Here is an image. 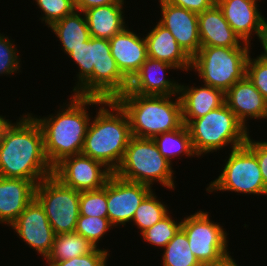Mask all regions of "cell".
Segmentation results:
<instances>
[{
	"mask_svg": "<svg viewBox=\"0 0 267 266\" xmlns=\"http://www.w3.org/2000/svg\"><path fill=\"white\" fill-rule=\"evenodd\" d=\"M52 174L41 127L26 111L15 122L11 120L0 138V176L21 178L37 185Z\"/></svg>",
	"mask_w": 267,
	"mask_h": 266,
	"instance_id": "1",
	"label": "cell"
},
{
	"mask_svg": "<svg viewBox=\"0 0 267 266\" xmlns=\"http://www.w3.org/2000/svg\"><path fill=\"white\" fill-rule=\"evenodd\" d=\"M68 96L66 103H60L59 109L47 116L30 111L41 127L44 152L52 168L66 157L81 154L93 114L89 107H99L105 101L98 97Z\"/></svg>",
	"mask_w": 267,
	"mask_h": 266,
	"instance_id": "2",
	"label": "cell"
},
{
	"mask_svg": "<svg viewBox=\"0 0 267 266\" xmlns=\"http://www.w3.org/2000/svg\"><path fill=\"white\" fill-rule=\"evenodd\" d=\"M67 56L78 68L72 94L115 100L127 91L129 80L111 55L109 40L90 37Z\"/></svg>",
	"mask_w": 267,
	"mask_h": 266,
	"instance_id": "3",
	"label": "cell"
},
{
	"mask_svg": "<svg viewBox=\"0 0 267 266\" xmlns=\"http://www.w3.org/2000/svg\"><path fill=\"white\" fill-rule=\"evenodd\" d=\"M81 154L102 162L113 173L120 166L132 137L126 112L115 100L96 107Z\"/></svg>",
	"mask_w": 267,
	"mask_h": 266,
	"instance_id": "4",
	"label": "cell"
},
{
	"mask_svg": "<svg viewBox=\"0 0 267 266\" xmlns=\"http://www.w3.org/2000/svg\"><path fill=\"white\" fill-rule=\"evenodd\" d=\"M115 101L126 112L133 137L152 139L183 125L179 94L157 96L124 93Z\"/></svg>",
	"mask_w": 267,
	"mask_h": 266,
	"instance_id": "5",
	"label": "cell"
},
{
	"mask_svg": "<svg viewBox=\"0 0 267 266\" xmlns=\"http://www.w3.org/2000/svg\"><path fill=\"white\" fill-rule=\"evenodd\" d=\"M186 127L198 158L210 152L217 154L218 151L219 154L224 148L230 151L240 147L246 143L251 132L237 119L226 103L200 118L192 119Z\"/></svg>",
	"mask_w": 267,
	"mask_h": 266,
	"instance_id": "6",
	"label": "cell"
},
{
	"mask_svg": "<svg viewBox=\"0 0 267 266\" xmlns=\"http://www.w3.org/2000/svg\"><path fill=\"white\" fill-rule=\"evenodd\" d=\"M175 170L150 138L131 137L120 166L114 174L120 178L150 186L160 184L167 190L177 188ZM176 187V188H175Z\"/></svg>",
	"mask_w": 267,
	"mask_h": 266,
	"instance_id": "7",
	"label": "cell"
},
{
	"mask_svg": "<svg viewBox=\"0 0 267 266\" xmlns=\"http://www.w3.org/2000/svg\"><path fill=\"white\" fill-rule=\"evenodd\" d=\"M253 47L201 46L191 59V69L199 82L226 93L246 76V64Z\"/></svg>",
	"mask_w": 267,
	"mask_h": 266,
	"instance_id": "8",
	"label": "cell"
},
{
	"mask_svg": "<svg viewBox=\"0 0 267 266\" xmlns=\"http://www.w3.org/2000/svg\"><path fill=\"white\" fill-rule=\"evenodd\" d=\"M226 152L229 155L223 160L224 167L219 176L207 184L206 192L215 194L227 191L243 196L253 194L267 197L256 155L245 144Z\"/></svg>",
	"mask_w": 267,
	"mask_h": 266,
	"instance_id": "9",
	"label": "cell"
},
{
	"mask_svg": "<svg viewBox=\"0 0 267 266\" xmlns=\"http://www.w3.org/2000/svg\"><path fill=\"white\" fill-rule=\"evenodd\" d=\"M184 216L181 228L187 235L192 253L203 266L217 263L231 254L229 233L220 222L211 220L208 211L199 209Z\"/></svg>",
	"mask_w": 267,
	"mask_h": 266,
	"instance_id": "10",
	"label": "cell"
},
{
	"mask_svg": "<svg viewBox=\"0 0 267 266\" xmlns=\"http://www.w3.org/2000/svg\"><path fill=\"white\" fill-rule=\"evenodd\" d=\"M35 198L56 235L75 232L79 217L80 192L65 186L53 174L36 185Z\"/></svg>",
	"mask_w": 267,
	"mask_h": 266,
	"instance_id": "11",
	"label": "cell"
},
{
	"mask_svg": "<svg viewBox=\"0 0 267 266\" xmlns=\"http://www.w3.org/2000/svg\"><path fill=\"white\" fill-rule=\"evenodd\" d=\"M150 186L127 181L112 173L107 180V218L114 228L131 224L142 200L152 191Z\"/></svg>",
	"mask_w": 267,
	"mask_h": 266,
	"instance_id": "12",
	"label": "cell"
},
{
	"mask_svg": "<svg viewBox=\"0 0 267 266\" xmlns=\"http://www.w3.org/2000/svg\"><path fill=\"white\" fill-rule=\"evenodd\" d=\"M112 173L102 162L83 154L66 157L53 168L58 180L79 192L103 188Z\"/></svg>",
	"mask_w": 267,
	"mask_h": 266,
	"instance_id": "13",
	"label": "cell"
},
{
	"mask_svg": "<svg viewBox=\"0 0 267 266\" xmlns=\"http://www.w3.org/2000/svg\"><path fill=\"white\" fill-rule=\"evenodd\" d=\"M18 238L42 260L50 254L56 234L50 225L44 208L34 199L20 213L18 218L9 226Z\"/></svg>",
	"mask_w": 267,
	"mask_h": 266,
	"instance_id": "14",
	"label": "cell"
},
{
	"mask_svg": "<svg viewBox=\"0 0 267 266\" xmlns=\"http://www.w3.org/2000/svg\"><path fill=\"white\" fill-rule=\"evenodd\" d=\"M257 0H216L224 18L239 38L253 45L255 36L258 42L267 37V17L262 14ZM260 10V11H259Z\"/></svg>",
	"mask_w": 267,
	"mask_h": 266,
	"instance_id": "15",
	"label": "cell"
},
{
	"mask_svg": "<svg viewBox=\"0 0 267 266\" xmlns=\"http://www.w3.org/2000/svg\"><path fill=\"white\" fill-rule=\"evenodd\" d=\"M160 18L158 22L167 28L175 40L192 59L201 48L198 14L182 7L158 0Z\"/></svg>",
	"mask_w": 267,
	"mask_h": 266,
	"instance_id": "16",
	"label": "cell"
},
{
	"mask_svg": "<svg viewBox=\"0 0 267 266\" xmlns=\"http://www.w3.org/2000/svg\"><path fill=\"white\" fill-rule=\"evenodd\" d=\"M177 69L160 60L147 58L129 81L125 93L140 95L172 96L179 94V81L169 78L167 72ZM168 76V77H167Z\"/></svg>",
	"mask_w": 267,
	"mask_h": 266,
	"instance_id": "17",
	"label": "cell"
},
{
	"mask_svg": "<svg viewBox=\"0 0 267 266\" xmlns=\"http://www.w3.org/2000/svg\"><path fill=\"white\" fill-rule=\"evenodd\" d=\"M225 103L249 131L250 120H267V100L247 76L233 84L225 93Z\"/></svg>",
	"mask_w": 267,
	"mask_h": 266,
	"instance_id": "18",
	"label": "cell"
},
{
	"mask_svg": "<svg viewBox=\"0 0 267 266\" xmlns=\"http://www.w3.org/2000/svg\"><path fill=\"white\" fill-rule=\"evenodd\" d=\"M132 27H125L109 39L111 55L121 73L130 81L148 58L144 35L134 32Z\"/></svg>",
	"mask_w": 267,
	"mask_h": 266,
	"instance_id": "19",
	"label": "cell"
},
{
	"mask_svg": "<svg viewBox=\"0 0 267 266\" xmlns=\"http://www.w3.org/2000/svg\"><path fill=\"white\" fill-rule=\"evenodd\" d=\"M145 33H147L144 34V38L149 58L166 62L174 66L177 71L182 70L189 74L191 58L180 47L175 37L167 28L157 21Z\"/></svg>",
	"mask_w": 267,
	"mask_h": 266,
	"instance_id": "20",
	"label": "cell"
},
{
	"mask_svg": "<svg viewBox=\"0 0 267 266\" xmlns=\"http://www.w3.org/2000/svg\"><path fill=\"white\" fill-rule=\"evenodd\" d=\"M188 84V85H187ZM179 84V97L182 105L183 124L200 118L225 103V93L209 85L196 83ZM196 86V87H195Z\"/></svg>",
	"mask_w": 267,
	"mask_h": 266,
	"instance_id": "21",
	"label": "cell"
},
{
	"mask_svg": "<svg viewBox=\"0 0 267 266\" xmlns=\"http://www.w3.org/2000/svg\"><path fill=\"white\" fill-rule=\"evenodd\" d=\"M198 28L201 46L252 47L234 32L216 3L198 13Z\"/></svg>",
	"mask_w": 267,
	"mask_h": 266,
	"instance_id": "22",
	"label": "cell"
},
{
	"mask_svg": "<svg viewBox=\"0 0 267 266\" xmlns=\"http://www.w3.org/2000/svg\"><path fill=\"white\" fill-rule=\"evenodd\" d=\"M36 185L21 178L0 176V224L8 227L35 197Z\"/></svg>",
	"mask_w": 267,
	"mask_h": 266,
	"instance_id": "23",
	"label": "cell"
},
{
	"mask_svg": "<svg viewBox=\"0 0 267 266\" xmlns=\"http://www.w3.org/2000/svg\"><path fill=\"white\" fill-rule=\"evenodd\" d=\"M124 9H126L125 4H111L85 10L83 13L90 36L109 40L121 32L128 26Z\"/></svg>",
	"mask_w": 267,
	"mask_h": 266,
	"instance_id": "24",
	"label": "cell"
},
{
	"mask_svg": "<svg viewBox=\"0 0 267 266\" xmlns=\"http://www.w3.org/2000/svg\"><path fill=\"white\" fill-rule=\"evenodd\" d=\"M48 29L58 38L60 50L66 55L91 37L85 15L79 10L54 22Z\"/></svg>",
	"mask_w": 267,
	"mask_h": 266,
	"instance_id": "25",
	"label": "cell"
},
{
	"mask_svg": "<svg viewBox=\"0 0 267 266\" xmlns=\"http://www.w3.org/2000/svg\"><path fill=\"white\" fill-rule=\"evenodd\" d=\"M152 139L159 152L172 164L175 159H180L182 156H187V158H191V160L193 157H197L185 124L174 131L156 135Z\"/></svg>",
	"mask_w": 267,
	"mask_h": 266,
	"instance_id": "26",
	"label": "cell"
},
{
	"mask_svg": "<svg viewBox=\"0 0 267 266\" xmlns=\"http://www.w3.org/2000/svg\"><path fill=\"white\" fill-rule=\"evenodd\" d=\"M96 246L77 232L56 235L45 261H66L92 252Z\"/></svg>",
	"mask_w": 267,
	"mask_h": 266,
	"instance_id": "27",
	"label": "cell"
},
{
	"mask_svg": "<svg viewBox=\"0 0 267 266\" xmlns=\"http://www.w3.org/2000/svg\"><path fill=\"white\" fill-rule=\"evenodd\" d=\"M155 190L156 188L142 200L130 224L139 229H137V232L140 233L139 236L172 211L165 201H161V197L158 198Z\"/></svg>",
	"mask_w": 267,
	"mask_h": 266,
	"instance_id": "28",
	"label": "cell"
},
{
	"mask_svg": "<svg viewBox=\"0 0 267 266\" xmlns=\"http://www.w3.org/2000/svg\"><path fill=\"white\" fill-rule=\"evenodd\" d=\"M161 250L162 266H203L192 253L187 235L182 228Z\"/></svg>",
	"mask_w": 267,
	"mask_h": 266,
	"instance_id": "29",
	"label": "cell"
},
{
	"mask_svg": "<svg viewBox=\"0 0 267 266\" xmlns=\"http://www.w3.org/2000/svg\"><path fill=\"white\" fill-rule=\"evenodd\" d=\"M170 214L172 213L170 212L161 221L155 223L140 235L143 242L148 243V246H153L154 249L159 247V250L168 244L181 228L182 224V217L178 220Z\"/></svg>",
	"mask_w": 267,
	"mask_h": 266,
	"instance_id": "30",
	"label": "cell"
},
{
	"mask_svg": "<svg viewBox=\"0 0 267 266\" xmlns=\"http://www.w3.org/2000/svg\"><path fill=\"white\" fill-rule=\"evenodd\" d=\"M113 228L108 218L79 215L75 232L86 238L97 248H100V241L104 240L108 232Z\"/></svg>",
	"mask_w": 267,
	"mask_h": 266,
	"instance_id": "31",
	"label": "cell"
},
{
	"mask_svg": "<svg viewBox=\"0 0 267 266\" xmlns=\"http://www.w3.org/2000/svg\"><path fill=\"white\" fill-rule=\"evenodd\" d=\"M10 37L0 32V76L13 77L22 72L20 49H17L14 39Z\"/></svg>",
	"mask_w": 267,
	"mask_h": 266,
	"instance_id": "32",
	"label": "cell"
},
{
	"mask_svg": "<svg viewBox=\"0 0 267 266\" xmlns=\"http://www.w3.org/2000/svg\"><path fill=\"white\" fill-rule=\"evenodd\" d=\"M41 12L39 21L49 28L54 22L76 10V0H33Z\"/></svg>",
	"mask_w": 267,
	"mask_h": 266,
	"instance_id": "33",
	"label": "cell"
},
{
	"mask_svg": "<svg viewBox=\"0 0 267 266\" xmlns=\"http://www.w3.org/2000/svg\"><path fill=\"white\" fill-rule=\"evenodd\" d=\"M79 215L107 218V182L101 189L80 192Z\"/></svg>",
	"mask_w": 267,
	"mask_h": 266,
	"instance_id": "34",
	"label": "cell"
},
{
	"mask_svg": "<svg viewBox=\"0 0 267 266\" xmlns=\"http://www.w3.org/2000/svg\"><path fill=\"white\" fill-rule=\"evenodd\" d=\"M109 248H95L85 255L74 257L66 261H44L46 266H108Z\"/></svg>",
	"mask_w": 267,
	"mask_h": 266,
	"instance_id": "35",
	"label": "cell"
},
{
	"mask_svg": "<svg viewBox=\"0 0 267 266\" xmlns=\"http://www.w3.org/2000/svg\"><path fill=\"white\" fill-rule=\"evenodd\" d=\"M250 53L246 64V76L267 100V62L257 54ZM253 57V58H252Z\"/></svg>",
	"mask_w": 267,
	"mask_h": 266,
	"instance_id": "36",
	"label": "cell"
},
{
	"mask_svg": "<svg viewBox=\"0 0 267 266\" xmlns=\"http://www.w3.org/2000/svg\"><path fill=\"white\" fill-rule=\"evenodd\" d=\"M245 145L256 155L260 172L263 177L265 188L267 189V139L254 140L250 133L247 137Z\"/></svg>",
	"mask_w": 267,
	"mask_h": 266,
	"instance_id": "37",
	"label": "cell"
},
{
	"mask_svg": "<svg viewBox=\"0 0 267 266\" xmlns=\"http://www.w3.org/2000/svg\"><path fill=\"white\" fill-rule=\"evenodd\" d=\"M169 4L182 7L195 13H201L211 8L216 0H165Z\"/></svg>",
	"mask_w": 267,
	"mask_h": 266,
	"instance_id": "38",
	"label": "cell"
},
{
	"mask_svg": "<svg viewBox=\"0 0 267 266\" xmlns=\"http://www.w3.org/2000/svg\"><path fill=\"white\" fill-rule=\"evenodd\" d=\"M111 4H126V0H76V10L84 12L93 7Z\"/></svg>",
	"mask_w": 267,
	"mask_h": 266,
	"instance_id": "39",
	"label": "cell"
},
{
	"mask_svg": "<svg viewBox=\"0 0 267 266\" xmlns=\"http://www.w3.org/2000/svg\"><path fill=\"white\" fill-rule=\"evenodd\" d=\"M237 263L238 262L236 261L234 256L233 255L231 256V254H230L217 263H212V264H208V265H204V266H241Z\"/></svg>",
	"mask_w": 267,
	"mask_h": 266,
	"instance_id": "40",
	"label": "cell"
},
{
	"mask_svg": "<svg viewBox=\"0 0 267 266\" xmlns=\"http://www.w3.org/2000/svg\"><path fill=\"white\" fill-rule=\"evenodd\" d=\"M6 116L7 115L3 116L2 114H0V138L3 134V131L6 128V126L11 122V120L8 119Z\"/></svg>",
	"mask_w": 267,
	"mask_h": 266,
	"instance_id": "41",
	"label": "cell"
},
{
	"mask_svg": "<svg viewBox=\"0 0 267 266\" xmlns=\"http://www.w3.org/2000/svg\"><path fill=\"white\" fill-rule=\"evenodd\" d=\"M261 45L264 51L259 54L267 62V37H265L261 42Z\"/></svg>",
	"mask_w": 267,
	"mask_h": 266,
	"instance_id": "42",
	"label": "cell"
}]
</instances>
